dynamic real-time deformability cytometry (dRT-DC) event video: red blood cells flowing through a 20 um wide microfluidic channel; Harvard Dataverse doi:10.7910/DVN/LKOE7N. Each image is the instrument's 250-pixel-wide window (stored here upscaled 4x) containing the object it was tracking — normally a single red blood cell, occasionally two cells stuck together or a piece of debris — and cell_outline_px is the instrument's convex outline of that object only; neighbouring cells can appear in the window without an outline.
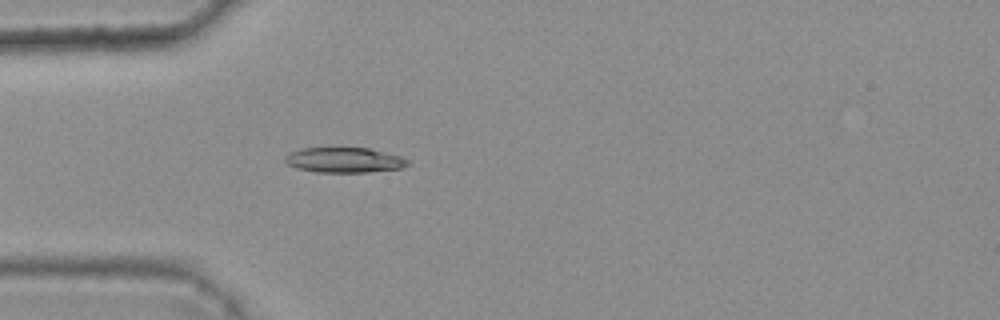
{"species": "common noctule bat (a hibernating species)", "species_latin": "Nyctalus noctula", "temperature_condition": "warm", "stored_images_in_passage": 5, "camera_frame_rate_fps": 3000, "um_per_image_px": 0.085, "animal": {"sex": "female", "body_mass_g": 25.1}, "frame": {"image": 1, "passage_image": 5, "time_ms": 1.333, "image_size_px": [1000, 320], "cell_outline_px": [[408, 164], [400, 168], [368, 172], [316, 172], [296, 168], [288, 164], [284, 160], [284, 156], [300, 148], [368, 148], [400, 156], [408, 160]], "centroid_in_image_um": [29.22, 13.6], "position_along_channel_um": 55.8, "area_um2": 17.8}}